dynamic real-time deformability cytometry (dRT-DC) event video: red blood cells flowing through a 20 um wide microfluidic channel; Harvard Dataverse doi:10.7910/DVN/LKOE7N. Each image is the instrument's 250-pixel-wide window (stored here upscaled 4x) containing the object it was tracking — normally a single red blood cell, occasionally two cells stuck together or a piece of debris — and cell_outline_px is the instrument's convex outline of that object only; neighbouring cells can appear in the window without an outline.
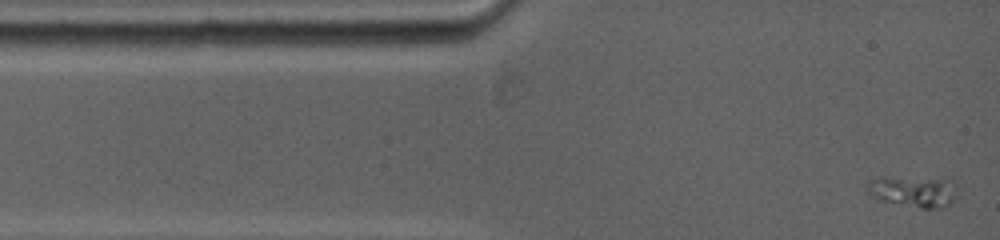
{"species": "common noctule bat (a hibernating species)", "species_latin": "Nyctalus noctula", "temperature_condition": "warm", "stored_images_in_passage": 30, "camera_frame_rate_fps": 5000, "um_per_image_px": 0.085, "animal": {"sex": "female", "body_mass_g": 19.0, "forearm_length_mm": 53.3}, "frame": {"image": 1, "passage_image": 1, "time_ms": 0.0, "image_size_px": [1000, 240], "cell_outline_px": [[952, 200], [944, 208], [920, 208], [884, 200], [868, 192], [864, 188], [868, 180], [880, 176], [948, 176], [952, 180]], "centroid_in_image_um": [77.61, 16.18], "position_along_channel_um": 7.4, "area_um2": 16.7}}